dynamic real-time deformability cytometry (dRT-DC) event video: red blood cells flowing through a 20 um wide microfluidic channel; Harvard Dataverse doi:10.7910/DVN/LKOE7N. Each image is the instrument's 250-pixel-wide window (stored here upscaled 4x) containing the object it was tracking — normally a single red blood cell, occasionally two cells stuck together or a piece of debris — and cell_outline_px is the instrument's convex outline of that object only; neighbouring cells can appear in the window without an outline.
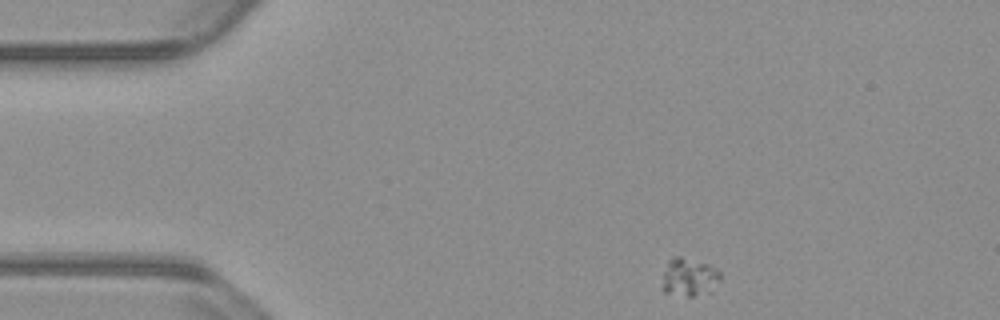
{"species": "common noctule bat (a hibernating species)", "species_latin": "Nyctalus noctula", "temperature_condition": "warm", "stored_images_in_passage": 48, "camera_frame_rate_fps": 3000, "um_per_image_px": 0.085, "animal": {"sex": "male", "body_mass_g": 23.1, "forearm_length_mm": 52.7}, "frame": {"image": 1, "passage_image": 1, "time_ms": 0.0, "image_size_px": [1000, 320], "cell_outline_px": [[720, 280], [712, 292], [692, 296], [688, 296], [664, 292], [660, 288], [664, 272], [668, 260], [672, 256], [680, 256], [708, 264], [716, 268], [720, 272]], "centroid_in_image_um": [58.57, 23.56], "position_along_channel_um": 26.4, "area_um2": 13.12}}
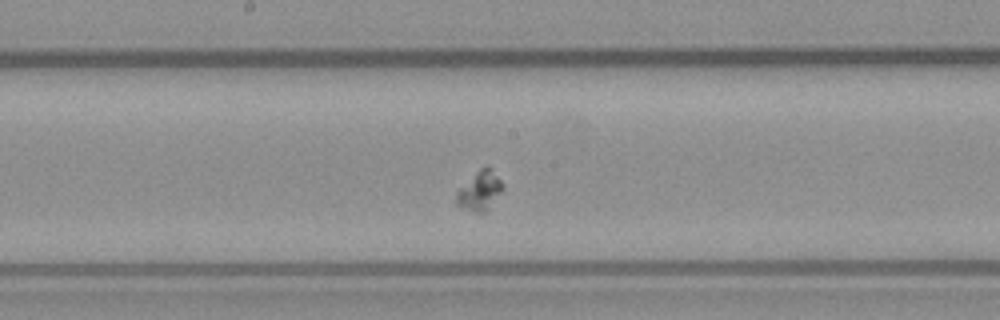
{"frame": {"image": 2, "passage_image": 21, "time_ms": 6.667, "image_size_px": [1000, 320], "cell_outline_px": [[504, 188], [484, 212], [476, 212], [456, 204], [456, 192], [480, 168], [492, 168], [504, 184]], "centroid_in_image_um": [40.79, 16.19], "position_along_channel_um": 207.4, "area_um2": 10.17}}
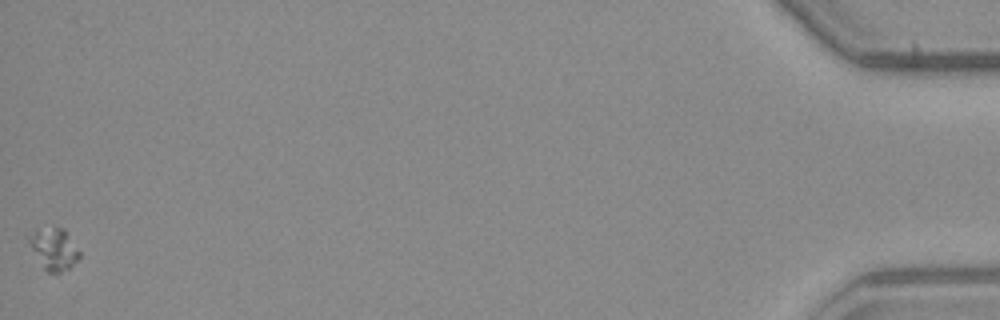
{"frame": {"image": 3, "passage_image": 48, "time_ms": 15.667, "image_size_px": [1000, 320], "cell_outline_px": [[80, 256], [68, 268], [60, 272], [48, 272], [44, 268], [32, 248], [28, 240], [28, 236], [36, 228], [64, 228], [80, 252]], "centroid_in_image_um": [4.58, 21.13], "position_along_channel_um": 430.6, "area_um2": 11.85}}